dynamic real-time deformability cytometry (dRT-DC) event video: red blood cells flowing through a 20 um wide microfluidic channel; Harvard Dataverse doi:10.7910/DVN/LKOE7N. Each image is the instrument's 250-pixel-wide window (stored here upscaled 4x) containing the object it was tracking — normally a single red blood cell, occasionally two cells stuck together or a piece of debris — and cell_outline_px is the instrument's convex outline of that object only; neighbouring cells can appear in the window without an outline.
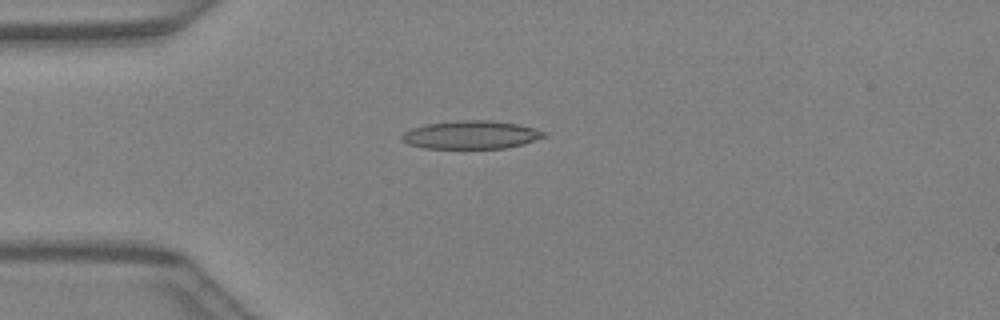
{"species": "Egyptian fruit bat (a non-hibernating species)", "species_latin": "Rousettus aegyptiacus", "temperature_condition": "warm", "stored_images_in_passage": 37, "camera_frame_rate_fps": 3000, "um_per_image_px": 0.085, "animal": {"sex": "female"}, "frame": {"image": 1, "passage_image": 6, "time_ms": 1.667, "image_size_px": [1000, 320], "cell_outline_px": [[548, 136], [524, 144], [508, 148], [424, 148], [408, 144], [400, 140], [400, 136], [404, 132], [412, 128], [424, 124], [460, 120], [488, 120], [516, 124], [536, 128], [548, 132]], "centroid_in_image_um": [40.06, 11.46], "position_along_channel_um": 44.9, "area_um2": 23.58}}
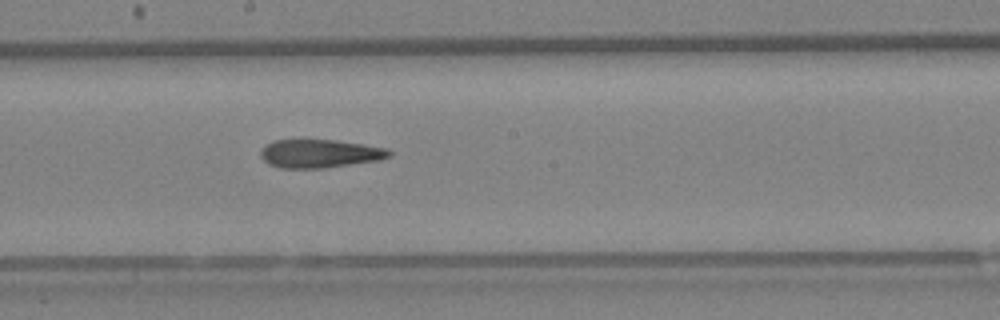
{"frame": {"image": 2, "passage_image": 18, "time_ms": 5.667, "image_size_px": [1000, 320], "cell_outline_px": [[392, 156], [380, 160], [324, 168], [280, 168], [268, 164], [260, 156], [260, 148], [272, 140], [336, 140], [364, 144], [388, 148], [392, 152]], "centroid_in_image_um": [27.18, 13.05], "position_along_channel_um": 221.0, "area_um2": 21.5}}
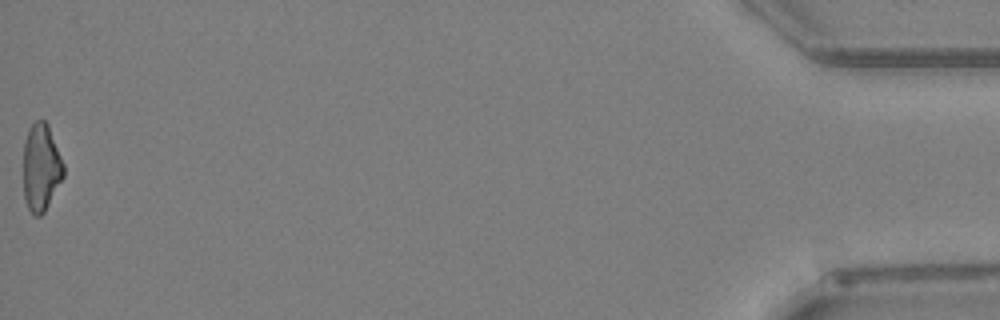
{"frame": {"image": 3, "passage_image": 37, "time_ms": 12.0, "image_size_px": [1000, 320], "cell_outline_px": [[64, 176], [44, 212], [40, 216], [36, 216], [28, 208], [24, 200], [24, 144], [28, 128], [36, 120], [44, 120], [48, 124], [64, 164]], "centroid_in_image_um": [3.49, 14.22], "position_along_channel_um": 431.7, "area_um2": 20.4}}